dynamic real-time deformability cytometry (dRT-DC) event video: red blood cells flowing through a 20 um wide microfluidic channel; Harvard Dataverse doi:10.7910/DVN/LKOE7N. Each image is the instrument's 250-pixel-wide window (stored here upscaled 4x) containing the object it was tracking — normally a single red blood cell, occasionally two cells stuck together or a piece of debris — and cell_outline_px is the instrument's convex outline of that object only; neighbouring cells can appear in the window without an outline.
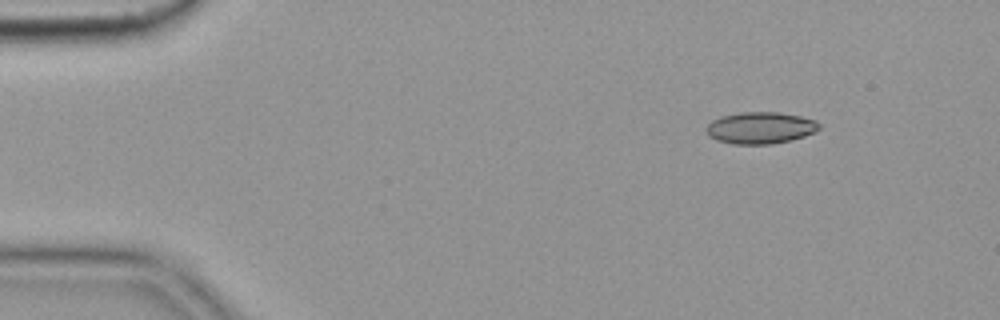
{"species": "common noctule bat (a hibernating species)", "species_latin": "Nyctalus noctula", "temperature_condition": "cold", "stored_images_in_passage": 5, "camera_frame_rate_fps": 3000, "um_per_image_px": 0.085, "animal": {"sex": "female", "body_mass_g": 19.9}, "frame": {"image": 1, "passage_image": 1, "time_ms": 0.0, "image_size_px": [1000, 320], "cell_outline_px": [[820, 128], [816, 132], [792, 140], [772, 144], [732, 144], [716, 140], [708, 136], [704, 128], [712, 120], [720, 116], [740, 112], [780, 112], [800, 116], [816, 120], [820, 124]], "centroid_in_image_um": [64.62, 10.87], "position_along_channel_um": 20.4, "area_um2": 21.21}}
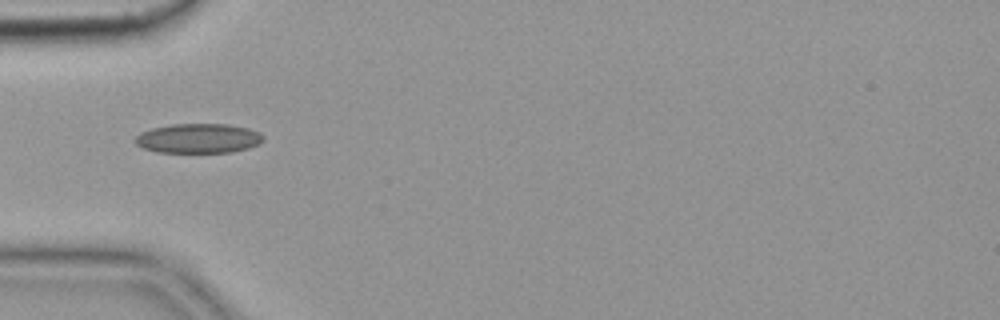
{"frame": {"image": 2, "passage_image": 4, "time_ms": 1.0, "image_size_px": [1000, 320], "cell_outline_px": [[264, 140], [260, 144], [248, 148], [232, 152], [156, 152], [144, 148], [136, 144], [136, 136], [140, 132], [152, 128], [172, 124], [228, 124], [248, 128], [264, 136]], "centroid_in_image_um": [16.87, 11.76], "position_along_channel_um": 68.1, "area_um2": 22.02}}